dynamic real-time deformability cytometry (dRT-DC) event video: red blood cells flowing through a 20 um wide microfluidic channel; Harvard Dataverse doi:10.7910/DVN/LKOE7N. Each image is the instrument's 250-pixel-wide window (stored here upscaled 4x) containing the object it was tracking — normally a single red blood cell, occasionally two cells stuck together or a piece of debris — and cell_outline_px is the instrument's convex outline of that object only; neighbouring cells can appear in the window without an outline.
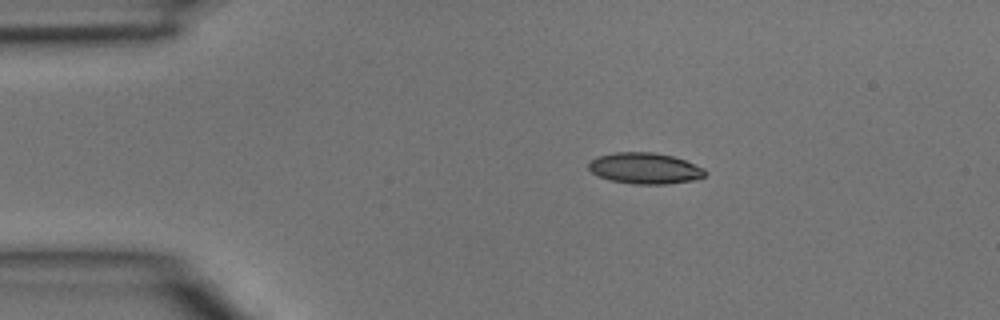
{"species": "common noctule bat (a hibernating species)", "species_latin": "Nyctalus noctula", "temperature_condition": "room temperature", "stored_images_in_passage": 38, "camera_frame_rate_fps": 3000, "um_per_image_px": 0.085, "animal": {"sex": "male", "body_mass_g": 15.6}, "frame": {"image": 1, "passage_image": 1, "time_ms": 0.0, "image_size_px": [1000, 320], "cell_outline_px": [[708, 172], [704, 176], [696, 180], [664, 184], [636, 184], [612, 180], [600, 176], [592, 172], [588, 168], [588, 164], [596, 156], [612, 152], [652, 152], [672, 156], [684, 160], [704, 168]], "centroid_in_image_um": [54.83, 14.3], "position_along_channel_um": 30.2, "area_um2": 21.04}}
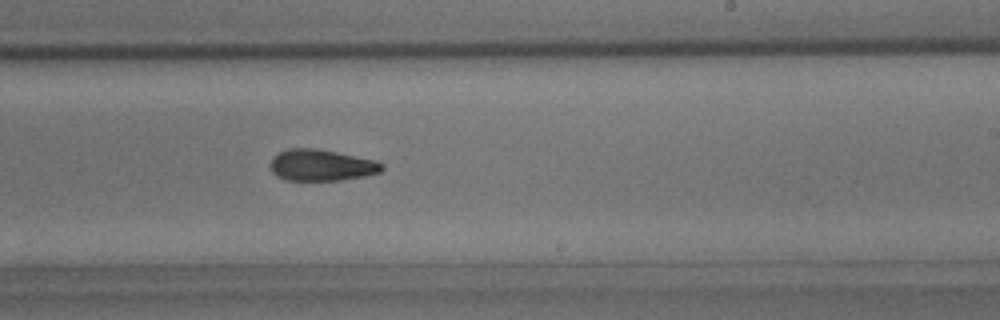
{"frame": {"image": 2, "passage_image": 20, "time_ms": 6.333, "image_size_px": [1000, 320], "cell_outline_px": [[384, 168], [380, 172], [364, 176], [340, 180], [284, 180], [276, 176], [272, 172], [272, 156], [288, 148], [316, 148], [376, 160], [384, 164]], "centroid_in_image_um": [27.33, 14.04], "position_along_channel_um": 261.7, "area_um2": 20.4}}
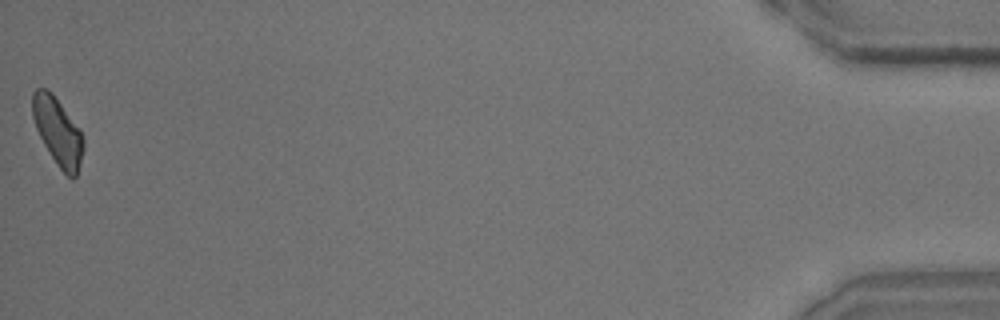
{"frame": {"image": 3, "passage_image": 38, "time_ms": 12.333, "image_size_px": [1000, 320], "cell_outline_px": [[84, 148], [76, 176], [72, 180], [60, 168], [44, 144], [36, 128], [32, 116], [32, 92], [36, 88], [48, 88], [52, 92], [80, 128], [84, 140]], "centroid_in_image_um": [4.91, 11.13], "position_along_channel_um": 430.3, "area_um2": 20.06}}